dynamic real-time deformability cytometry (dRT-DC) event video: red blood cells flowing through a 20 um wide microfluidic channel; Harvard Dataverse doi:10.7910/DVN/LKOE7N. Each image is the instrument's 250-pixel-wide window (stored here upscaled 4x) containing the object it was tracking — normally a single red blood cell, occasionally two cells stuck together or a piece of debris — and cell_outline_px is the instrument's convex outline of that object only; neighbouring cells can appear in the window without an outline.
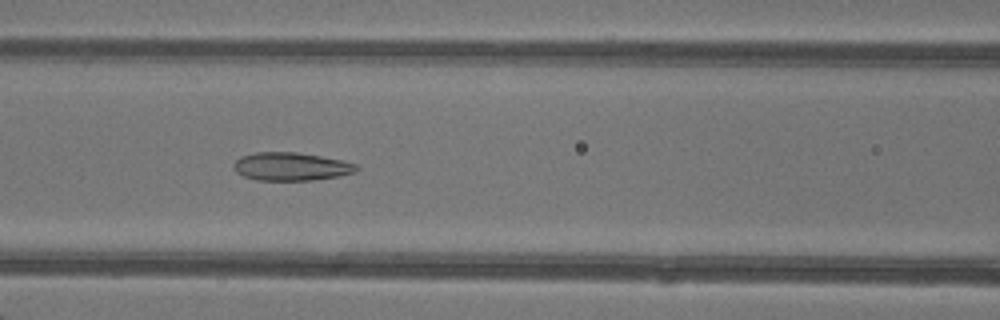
{"species": "common noctule bat (a hibernating species)", "species_latin": "Nyctalus noctula", "temperature_condition": "warm", "stored_images_in_passage": 41, "camera_frame_rate_fps": 3000, "um_per_image_px": 0.085, "animal": {"sex": "female"}, "frame": {"image": 1, "passage_image": 13, "time_ms": 4.0, "image_size_px": [1000, 320], "cell_outline_px": [[356, 172], [340, 176], [312, 180], [256, 180], [244, 176], [236, 172], [232, 168], [232, 164], [240, 156], [256, 152], [296, 152], [320, 156], [340, 160], [356, 164]], "centroid_in_image_um": [24.69, 14.15], "position_along_channel_um": 141.9, "area_um2": 20.11}}
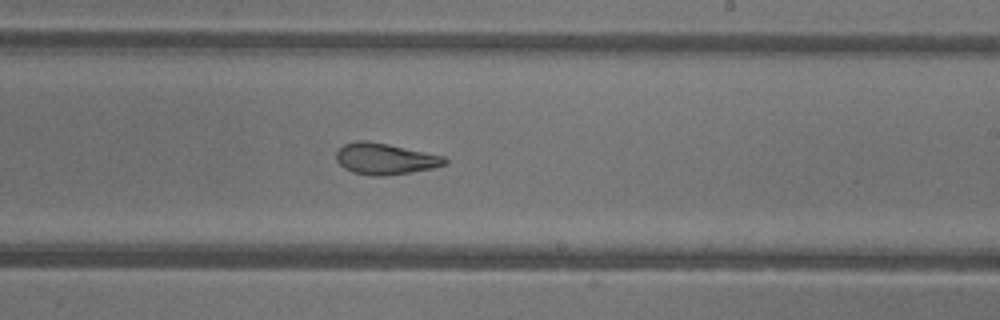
{"frame": {"image": 2, "passage_image": 21, "time_ms": 6.667, "image_size_px": [1000, 320], "cell_outline_px": [[448, 164], [432, 168], [384, 176], [372, 176], [352, 172], [344, 168], [336, 160], [336, 152], [344, 144], [356, 140], [364, 140], [388, 144], [444, 156], [448, 160]], "centroid_in_image_um": [32.72, 13.5], "position_along_channel_um": 256.3, "area_um2": 19.71}}
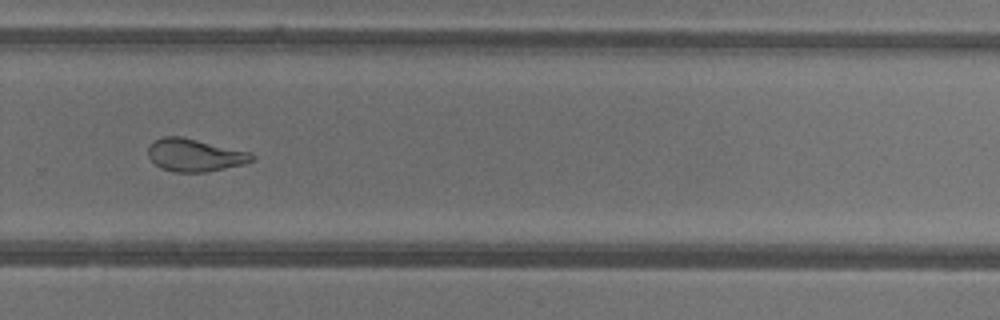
{"frame": {"image": 3, "passage_image": 25, "time_ms": 8.0, "image_size_px": [1000, 320], "cell_outline_px": [[256, 160], [244, 164], [204, 172], [172, 172], [156, 164], [148, 156], [148, 148], [156, 140], [164, 136], [180, 136], [252, 152], [256, 156]], "centroid_in_image_um": [16.62, 13.18], "position_along_channel_um": 313.2, "area_um2": 19.65}, "authors_computed_cell_mechanics": {"area_um2": 21.9062, "velocity_mm_per_s": 4.2993, "shape_relaxation_time_tau1_ms": null, "shape_relaxation_time_tau2_ms": 1.7597, "deformation_change_tau1": null, "deformation_change_tau2": 0.0877}}